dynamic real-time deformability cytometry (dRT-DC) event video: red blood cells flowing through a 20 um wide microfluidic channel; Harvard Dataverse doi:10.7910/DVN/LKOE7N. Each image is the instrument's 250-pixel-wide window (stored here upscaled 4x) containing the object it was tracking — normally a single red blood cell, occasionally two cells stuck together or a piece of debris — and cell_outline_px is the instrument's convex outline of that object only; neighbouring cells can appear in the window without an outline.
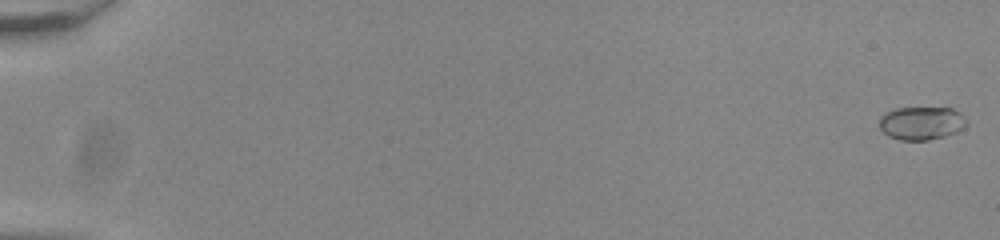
{"species": "common noctule bat (a hibernating species)", "species_latin": "Nyctalus noctula", "temperature_condition": "room temperature", "stored_images_in_passage": 56, "camera_frame_rate_fps": 3000, "um_per_image_px": 0.085, "animal": {"sex": "male", "body_mass_g": 20.0, "forearm_length_mm": 53.3}, "frame": {"image": 1, "passage_image": 1, "time_ms": 0.0, "image_size_px": [1000, 240], "cell_outline_px": [[968, 124], [964, 128], [956, 132], [944, 136], [928, 140], [900, 140], [888, 136], [880, 128], [880, 116], [896, 108], [952, 108], [960, 112], [968, 120]], "centroid_in_image_um": [78.36, 10.47], "position_along_channel_um": 6.6, "area_um2": 16.94}}
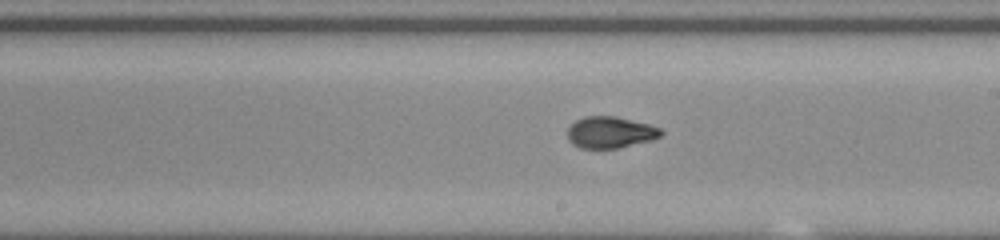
{"frame": {"image": 2, "passage_image": 34, "time_ms": 11.0, "image_size_px": [1000, 240], "cell_outline_px": [[664, 132], [660, 136], [652, 140], [616, 148], [580, 148], [572, 144], [568, 140], [568, 128], [576, 120], [584, 116], [616, 116], [648, 124], [660, 128]], "centroid_in_image_um": [51.86, 11.24], "position_along_channel_um": 237.1, "area_um2": 17.11}}
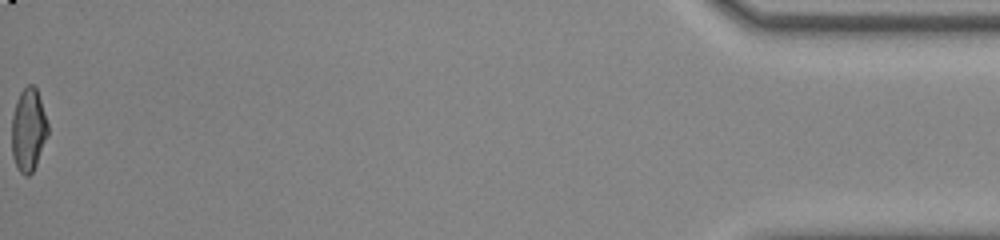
{"frame": {"image": 3, "passage_image": 56, "time_ms": 18.333, "image_size_px": [1000, 240], "cell_outline_px": [[48, 136], [36, 164], [32, 172], [28, 176], [24, 176], [16, 168], [12, 156], [12, 116], [16, 100], [20, 92], [28, 84], [32, 84], [36, 88], [48, 124]], "centroid_in_image_um": [2.4, 11.06], "position_along_channel_um": 432.8, "area_um2": 17.51}, "authors_computed_cell_mechanics": {"area_um2": 17.1955, "velocity_mm_per_s": 3.8641, "shape_relaxation_time_tau1_ms": null, "shape_relaxation_time_tau2_ms": 1.2452, "deformation_change_tau1": null, "deformation_change_tau2": 0.0621}}